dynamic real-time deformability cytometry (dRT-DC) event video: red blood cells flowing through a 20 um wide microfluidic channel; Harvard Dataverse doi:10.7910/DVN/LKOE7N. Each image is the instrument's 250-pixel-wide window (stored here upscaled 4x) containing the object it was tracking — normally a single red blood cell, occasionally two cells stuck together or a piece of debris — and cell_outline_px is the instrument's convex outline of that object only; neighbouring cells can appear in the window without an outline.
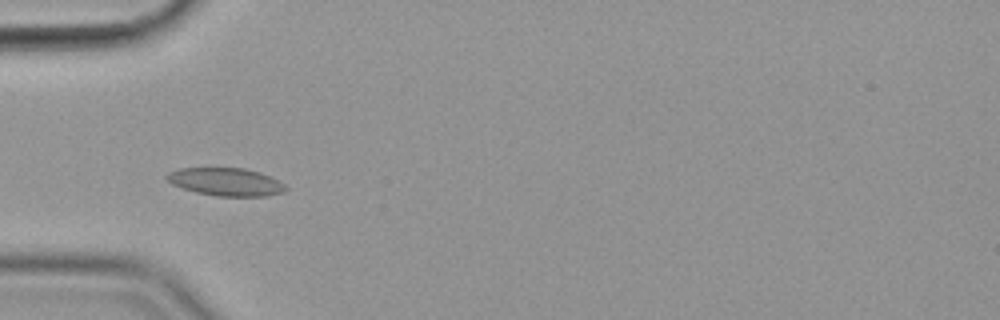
{"species": "common noctule bat (a hibernating species)", "species_latin": "Nyctalus noctula", "temperature_condition": "cold", "stored_images_in_passage": 44, "camera_frame_rate_fps": 3000, "um_per_image_px": 0.085, "animal": {"sex": "female", "body_mass_g": 19.9}, "frame": {"image": 1, "passage_image": 5, "time_ms": 1.333, "image_size_px": [1000, 320], "cell_outline_px": [[288, 188], [284, 192], [268, 196], [216, 196], [196, 192], [172, 184], [164, 176], [168, 172], [180, 168], [244, 168], [260, 172], [284, 184]], "centroid_in_image_um": [19.2, 15.46], "position_along_channel_um": 65.8, "area_um2": 19.25}}
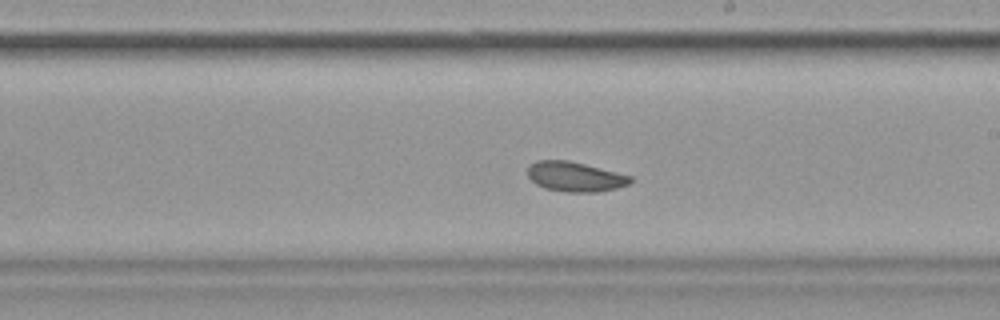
{"frame": {"image": 2, "passage_image": 20, "time_ms": 6.333, "image_size_px": [1000, 320], "cell_outline_px": [[632, 180], [628, 184], [616, 188], [596, 192], [568, 192], [544, 188], [536, 184], [528, 176], [528, 164], [536, 160], [568, 160], [632, 176]], "centroid_in_image_um": [48.84, 15.01], "position_along_channel_um": 240.2, "area_um2": 17.74}}
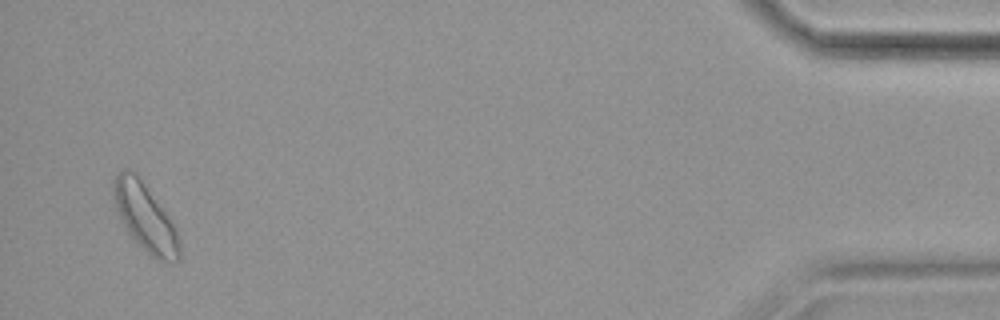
{"frame": {"image": 3, "passage_image": 42, "time_ms": 13.667, "image_size_px": [1000, 320], "cell_outline_px": [[180, 260], [176, 264], [156, 260], [136, 244], [124, 228], [116, 208], [112, 192], [112, 184], [116, 176], [124, 168], [128, 168], [136, 172], [164, 212], [172, 224], [176, 232], [180, 244]], "centroid_in_image_um": [12.31, 18.53], "position_along_channel_um": 422.9, "area_um2": 25.95}, "authors_computed_cell_mechanics": {"area_um2": 18.8717, "velocity_mm_per_s": 3.5161, "shape_relaxation_time_tau1_ms": 8.3791, "shape_relaxation_time_tau2_ms": null, "deformation_change_tau1": 0.0773, "deformation_change_tau2": null}}